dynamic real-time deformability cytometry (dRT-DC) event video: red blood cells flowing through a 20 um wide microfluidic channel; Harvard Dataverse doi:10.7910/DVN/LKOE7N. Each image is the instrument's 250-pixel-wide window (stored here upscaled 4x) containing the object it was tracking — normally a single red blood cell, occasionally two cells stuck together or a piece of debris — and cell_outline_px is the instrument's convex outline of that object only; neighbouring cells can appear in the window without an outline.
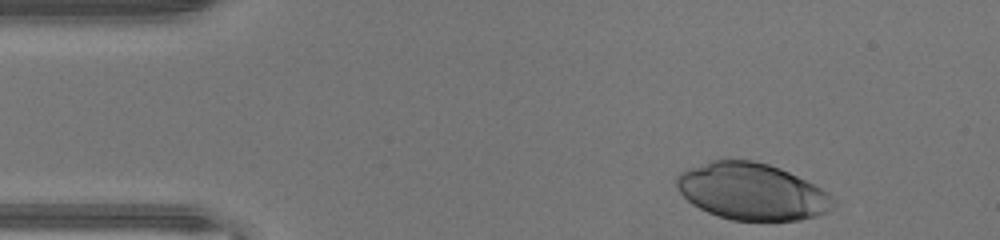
{"species": "human", "species_latin": "Homo sapiens", "temperature_condition": "warm", "stored_images_in_passage": 33, "camera_frame_rate_fps": 3000, "um_per_image_px": 0.085, "donor": {"sex": "male"}, "frame": {"image": 1, "passage_image": 1, "time_ms": 0.0, "image_size_px": [1000, 240], "cell_outline_px": [[836, 204], [828, 212], [816, 216], [800, 220], [732, 220], [708, 212], [692, 204], [680, 192], [676, 184], [676, 176], [680, 172], [688, 168], [712, 160], [752, 160], [768, 164], [780, 168], [820, 188], [836, 200]], "centroid_in_image_um": [63.9, 16.28], "position_along_channel_um": 21.1, "area_um2": 51.44}}
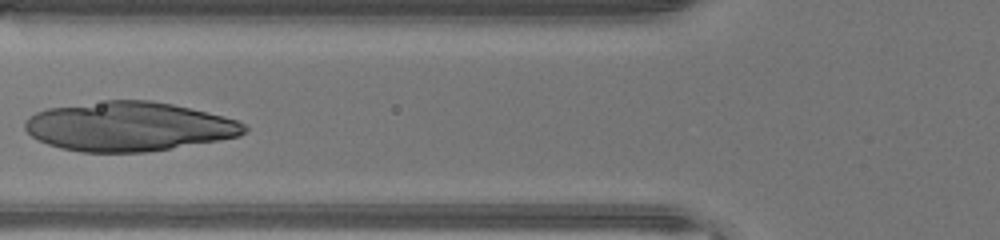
{"frame": {"image": 2, "passage_image": 13, "time_ms": 4.0, "image_size_px": [1000, 240], "cell_outline_px": [[248, 128], [240, 136], [148, 152], [80, 152], [60, 148], [48, 144], [32, 136], [24, 128], [24, 124], [28, 116], [36, 112], [48, 108], [108, 100], [152, 100], [172, 104], [208, 112], [224, 116], [236, 120], [244, 124]], "centroid_in_image_um": [10.93, 10.75], "position_along_channel_um": 114.9, "area_um2": 62.77}}
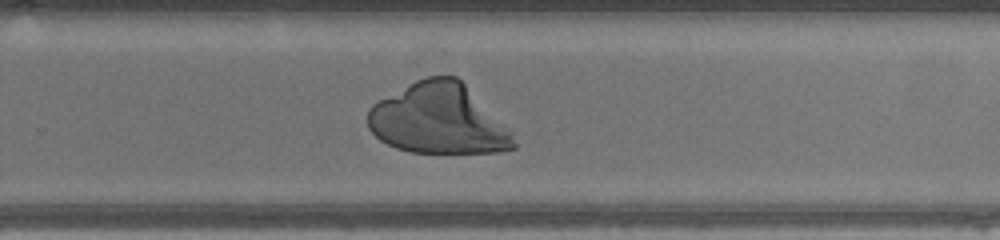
{"frame": {"image": 3, "passage_image": 25, "time_ms": 8.0, "image_size_px": [1000, 240], "cell_outline_px": [[516, 148], [500, 152], [412, 152], [396, 148], [380, 140], [368, 128], [368, 108], [372, 104], [416, 80], [428, 76], [456, 76], [512, 132], [516, 144]], "centroid_in_image_um": [37.25, 10.14], "position_along_channel_um": 292.5, "area_um2": 59.07}}